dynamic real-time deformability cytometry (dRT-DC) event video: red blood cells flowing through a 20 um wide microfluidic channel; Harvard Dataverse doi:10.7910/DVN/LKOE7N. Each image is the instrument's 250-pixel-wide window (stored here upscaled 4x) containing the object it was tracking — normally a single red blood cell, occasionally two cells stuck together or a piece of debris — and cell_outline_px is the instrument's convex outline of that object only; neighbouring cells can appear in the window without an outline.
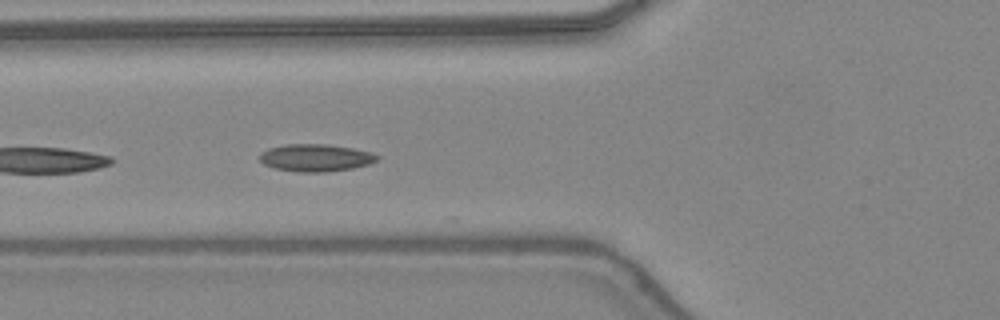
{"species": "common noctule bat (a hibernating species)", "species_latin": "Nyctalus noctula", "temperature_condition": "warm", "stored_images_in_passage": 25, "segment_of_instrument_passage": [2, 2], "camera_frame_rate_fps": 3000, "um_per_image_px": 0.085, "animal": {"sex": "female", "body_mass_g": 24.6, "forearm_length_mm": 56.2}, "frame": {"image": 1, "passage_image": 18, "time_ms": 5.667, "image_size_px": [1000, 320], "cell_outline_px": [[380, 156], [376, 160], [368, 164], [352, 168], [328, 172], [296, 172], [272, 168], [264, 164], [260, 160], [260, 152], [268, 148], [284, 144], [328, 144], [352, 148], [368, 152]], "centroid_in_image_um": [26.77, 13.41], "position_along_channel_um": 99.0, "area_um2": 18.79}}
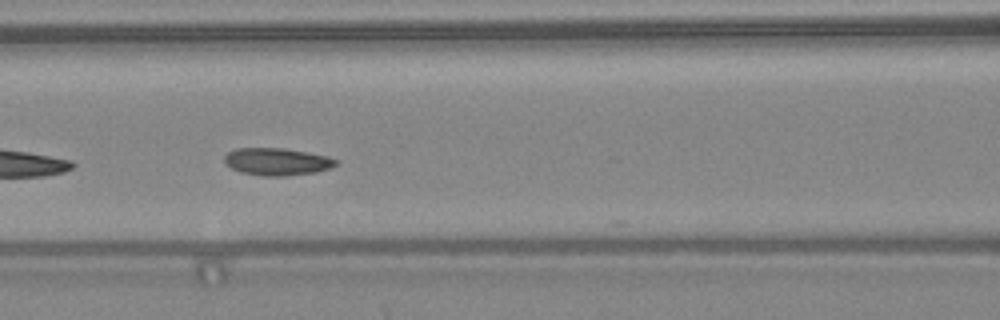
{"frame": {"image": 2, "passage_image": 21, "time_ms": 6.667, "image_size_px": [1000, 320], "cell_outline_px": [[340, 160], [332, 168], [316, 172], [284, 176], [260, 176], [240, 172], [232, 168], [224, 160], [224, 156], [228, 152], [236, 148], [284, 148], [328, 156]], "centroid_in_image_um": [23.57, 13.74], "position_along_channel_um": 143.0, "area_um2": 17.86}}